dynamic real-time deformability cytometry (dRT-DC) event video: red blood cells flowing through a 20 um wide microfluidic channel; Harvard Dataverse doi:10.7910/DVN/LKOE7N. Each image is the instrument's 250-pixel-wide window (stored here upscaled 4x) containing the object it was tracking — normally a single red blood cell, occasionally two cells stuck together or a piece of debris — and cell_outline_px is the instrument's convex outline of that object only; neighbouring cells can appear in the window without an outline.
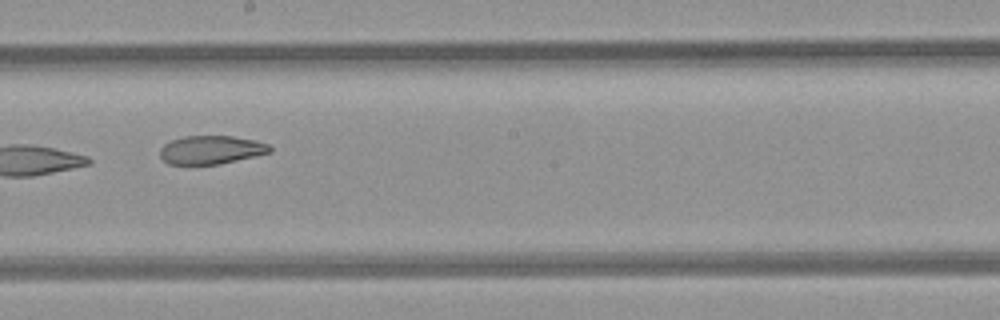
{"species": "common noctule bat (a hibernating species)", "species_latin": "Nyctalus noctula", "temperature_condition": "room temperature", "stored_images_in_passage": 9, "camera_frame_rate_fps": 3000, "um_per_image_px": 0.085, "animal": {"sex": "female", "body_mass_g": 21.9}, "frame": {"image": 1, "passage_image": 9, "time_ms": 9.333, "image_size_px": [1000, 320], "cell_outline_px": [[272, 152], [220, 164], [168, 164], [160, 156], [160, 148], [164, 144], [172, 140], [184, 136], [232, 136], [256, 140], [268, 144], [272, 148]], "centroid_in_image_um": [17.96, 12.73], "position_along_channel_um": 230.2, "area_um2": 18.21}}